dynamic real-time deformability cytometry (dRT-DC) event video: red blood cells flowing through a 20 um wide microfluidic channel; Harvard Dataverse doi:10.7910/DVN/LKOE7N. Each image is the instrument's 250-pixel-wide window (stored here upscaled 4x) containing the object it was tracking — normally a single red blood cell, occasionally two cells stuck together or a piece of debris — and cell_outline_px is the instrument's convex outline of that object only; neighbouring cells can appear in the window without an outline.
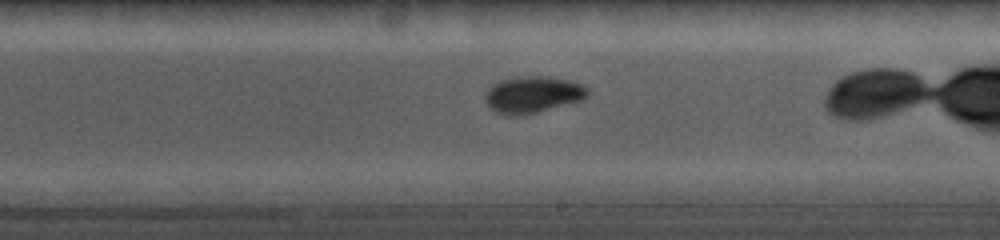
{"species": "common noctule bat (a hibernating species)", "species_latin": "Nyctalus noctula", "temperature_condition": "cold", "stored_images_in_passage": 22, "camera_frame_rate_fps": 5000, "um_per_image_px": 0.085, "animal": {"sex": "female", "body_mass_g": 19.0, "forearm_length_mm": 56.7}, "frame": {"image": 1, "passage_image": 10, "time_ms": 4.6, "image_size_px": [1000, 240], "cell_outline_px": [[588, 96], [584, 100], [532, 112], [496, 112], [488, 108], [484, 100], [484, 92], [492, 84], [500, 80], [528, 76], [540, 76], [572, 80], [588, 88]], "centroid_in_image_um": [45.29, 7.99], "position_along_channel_um": 243.7, "area_um2": 21.21}}